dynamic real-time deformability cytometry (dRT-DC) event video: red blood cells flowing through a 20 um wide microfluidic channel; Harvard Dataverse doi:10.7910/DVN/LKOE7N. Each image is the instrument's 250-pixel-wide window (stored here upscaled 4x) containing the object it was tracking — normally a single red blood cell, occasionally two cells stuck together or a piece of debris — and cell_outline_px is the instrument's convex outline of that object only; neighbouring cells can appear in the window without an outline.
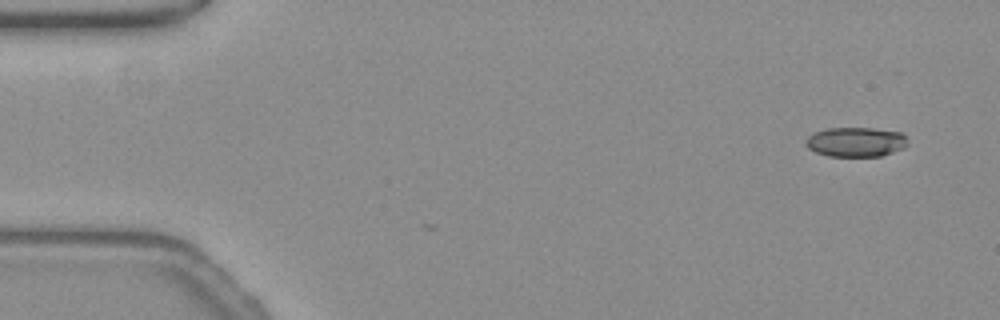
{"species": "common noctule bat (a hibernating species)", "species_latin": "Nyctalus noctula", "temperature_condition": "warm", "stored_images_in_passage": 7, "camera_frame_rate_fps": 3000, "um_per_image_px": 0.085, "animal": {"sex": "female", "body_mass_g": 19.3, "forearm_length_mm": 54.1}, "frame": {"image": 1, "passage_image": 1, "time_ms": 0.0, "image_size_px": [1000, 320], "cell_outline_px": [[904, 148], [880, 156], [828, 156], [816, 152], [808, 148], [808, 136], [812, 132], [828, 128], [872, 128], [900, 132], [904, 136]], "centroid_in_image_um": [72.7, 12.06], "position_along_channel_um": 12.3, "area_um2": 17.22}}